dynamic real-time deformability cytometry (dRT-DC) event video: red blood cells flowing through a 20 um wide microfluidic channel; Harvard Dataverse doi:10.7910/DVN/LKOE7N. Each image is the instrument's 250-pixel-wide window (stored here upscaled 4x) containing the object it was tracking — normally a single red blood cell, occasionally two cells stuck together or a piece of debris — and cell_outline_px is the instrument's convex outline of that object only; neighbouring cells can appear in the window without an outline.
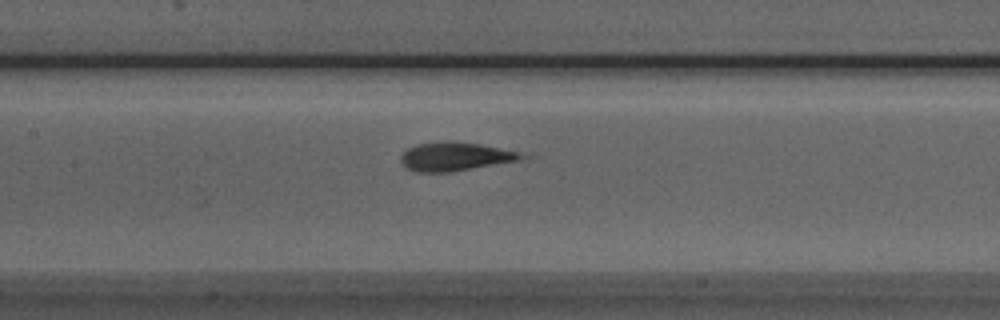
{"species": "Egyptian fruit bat (a non-hibernating species)", "species_latin": "Rousettus aegyptiacus", "temperature_condition": "room temperature", "stored_images_in_passage": 18, "camera_frame_rate_fps": 3000, "um_per_image_px": 0.085, "animal": {"sex": "male"}, "frame": {"image": 1, "passage_image": 16, "time_ms": 5.0, "image_size_px": [1000, 320], "cell_outline_px": [[536, 156], [524, 160], [448, 172], [416, 172], [408, 168], [400, 160], [400, 156], [408, 148], [416, 144], [440, 140], [452, 140], [536, 152]], "centroid_in_image_um": [38.96, 13.27], "position_along_channel_um": 168.4, "area_um2": 21.33}}